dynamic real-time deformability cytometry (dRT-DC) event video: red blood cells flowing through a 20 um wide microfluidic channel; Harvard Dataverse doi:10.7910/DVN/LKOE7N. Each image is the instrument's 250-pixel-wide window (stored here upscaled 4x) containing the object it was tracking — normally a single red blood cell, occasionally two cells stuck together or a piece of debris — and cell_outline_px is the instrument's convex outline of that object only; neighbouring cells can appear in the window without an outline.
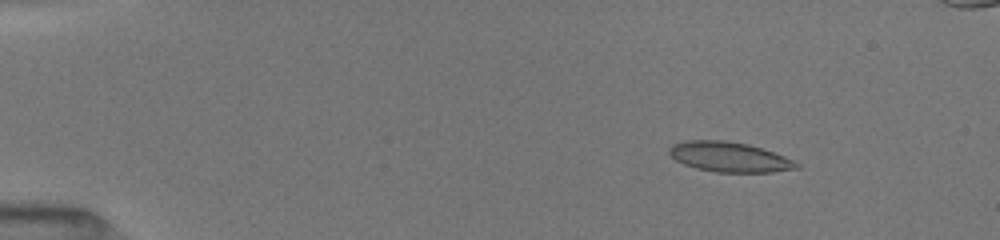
{"species": "common noctule bat (a hibernating species)", "species_latin": "Nyctalus noctula", "temperature_condition": "room temperature", "stored_images_in_passage": 51, "segment_of_instrument_passage": [1, 2], "camera_frame_rate_fps": 3000, "um_per_image_px": 0.085, "animal": {"sex": "female", "body_mass_g": 19.5, "forearm_length_mm": 54.1}, "frame": {"image": 1, "passage_image": 6, "time_ms": 1.667, "image_size_px": [1000, 240], "cell_outline_px": [[800, 168], [772, 172], [716, 172], [696, 168], [684, 164], [676, 160], [668, 152], [668, 148], [672, 144], [684, 140], [724, 140], [748, 144], [784, 156], [800, 164]], "centroid_in_image_um": [61.97, 13.34], "position_along_channel_um": 23.0, "area_um2": 22.2}}
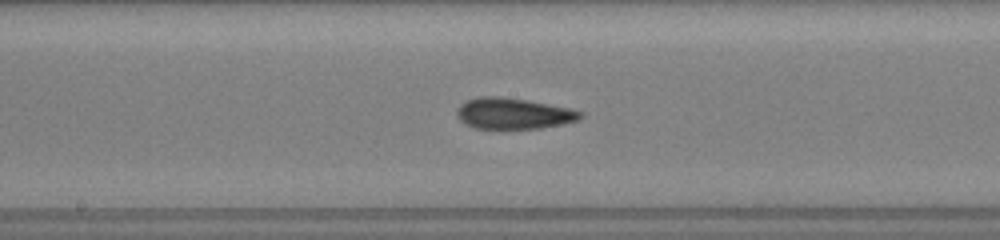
{"frame": {"image": 2, "passage_image": 27, "time_ms": 8.667, "image_size_px": [1000, 240], "cell_outline_px": [[584, 116], [576, 120], [564, 124], [540, 128], [476, 128], [460, 120], [456, 116], [456, 108], [464, 100], [480, 96], [500, 96], [528, 100], [572, 108], [584, 112]], "centroid_in_image_um": [43.65, 9.62], "position_along_channel_um": 204.6, "area_um2": 22.54}}
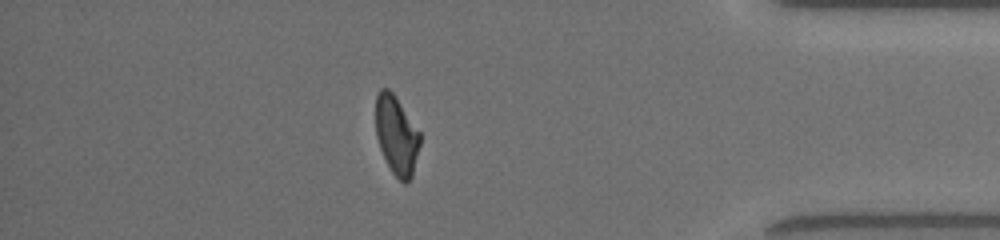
{"frame": {"image": 3, "passage_image": 44, "time_ms": 14.333, "image_size_px": [1000, 240], "cell_outline_px": [[420, 144], [412, 176], [404, 184], [392, 172], [380, 148], [376, 136], [376, 96], [380, 88], [388, 88], [392, 92], [420, 132]], "centroid_in_image_um": [33.7, 11.49], "position_along_channel_um": 401.5, "area_um2": 20.06}}